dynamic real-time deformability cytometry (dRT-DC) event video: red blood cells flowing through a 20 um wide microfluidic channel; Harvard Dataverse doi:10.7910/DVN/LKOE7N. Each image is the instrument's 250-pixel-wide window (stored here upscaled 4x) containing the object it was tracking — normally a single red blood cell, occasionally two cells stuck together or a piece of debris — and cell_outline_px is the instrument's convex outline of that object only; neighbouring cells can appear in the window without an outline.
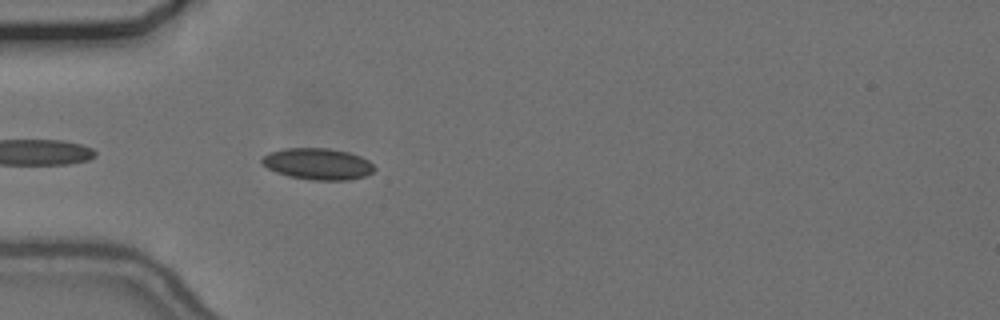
{"species": "common noctule bat (a hibernating species)", "species_latin": "Nyctalus noctula", "temperature_condition": "cold", "stored_images_in_passage": 8, "camera_frame_rate_fps": 3000, "um_per_image_px": 0.085, "animal": {"sex": "female", "body_mass_g": 24.6, "forearm_length_mm": 56.2}, "frame": {"image": 1, "passage_image": 3, "time_ms": 0.667, "image_size_px": [1000, 320], "cell_outline_px": [[376, 168], [372, 172], [364, 176], [348, 180], [312, 180], [288, 176], [276, 172], [260, 164], [260, 160], [268, 152], [284, 148], [328, 148], [348, 152], [360, 156], [368, 160]], "centroid_in_image_um": [26.98, 13.93], "position_along_channel_um": 58.0, "area_um2": 20.69}}